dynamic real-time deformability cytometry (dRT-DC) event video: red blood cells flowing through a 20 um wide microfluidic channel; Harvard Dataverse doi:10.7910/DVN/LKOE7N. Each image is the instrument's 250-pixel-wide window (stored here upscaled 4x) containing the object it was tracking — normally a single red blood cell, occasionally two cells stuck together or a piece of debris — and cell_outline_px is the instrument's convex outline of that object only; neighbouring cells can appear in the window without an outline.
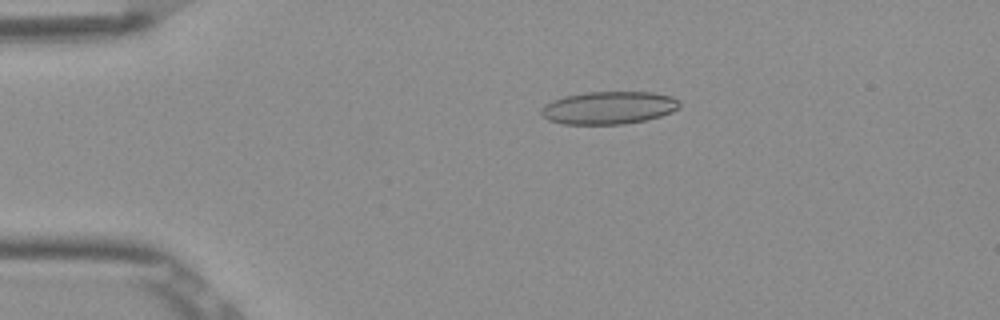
{"species": "Egyptian fruit bat (a non-hibernating species)", "species_latin": "Rousettus aegyptiacus", "temperature_condition": "room temperature", "stored_images_in_passage": 5, "camera_frame_rate_fps": 3000, "um_per_image_px": 0.085, "frame": {"image": 1, "passage_image": 2, "time_ms": 0.333, "image_size_px": [1000, 320], "cell_outline_px": [[680, 104], [672, 112], [660, 116], [644, 120], [624, 124], [564, 124], [548, 120], [540, 112], [540, 108], [544, 104], [552, 100], [564, 96], [584, 92], [652, 92], [672, 96], [680, 100]], "centroid_in_image_um": [51.72, 9.15], "position_along_channel_um": 33.3, "area_um2": 26.47}}
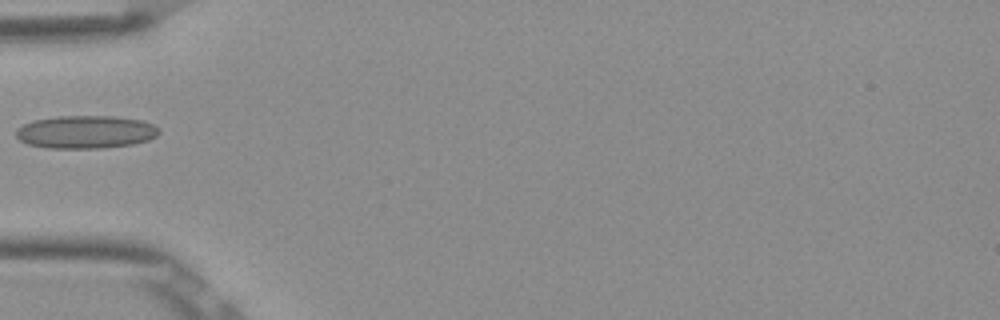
{"frame": {"image": 2, "passage_image": 4, "time_ms": 1.0, "image_size_px": [1000, 320], "cell_outline_px": [[160, 132], [156, 136], [148, 140], [132, 144], [100, 148], [44, 148], [28, 144], [20, 140], [16, 136], [16, 128], [32, 120], [56, 116], [116, 116], [140, 120], [152, 124]], "centroid_in_image_um": [7.24, 11.21], "position_along_channel_um": 77.8, "area_um2": 27.46}}
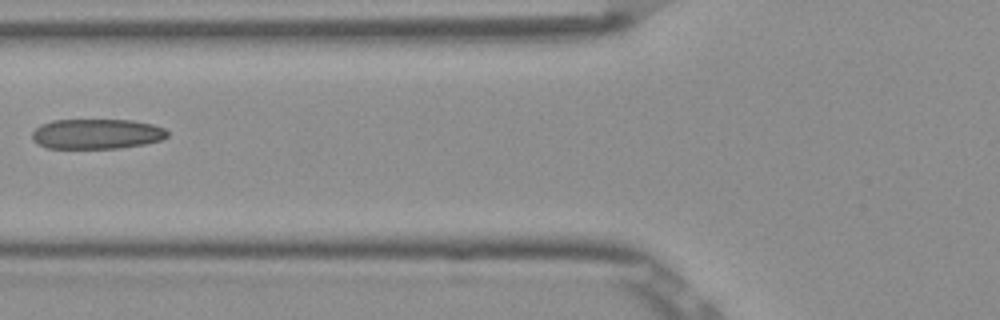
{"frame": {"image": 3, "passage_image": 5, "time_ms": 1.333, "image_size_px": [1000, 320], "cell_outline_px": [[168, 136], [160, 140], [144, 144], [120, 148], [48, 148], [36, 144], [32, 140], [32, 132], [40, 124], [52, 120], [132, 120], [152, 124], [164, 128], [168, 132]], "centroid_in_image_um": [8.19, 11.38], "position_along_channel_um": 117.6, "area_um2": 23.81}}